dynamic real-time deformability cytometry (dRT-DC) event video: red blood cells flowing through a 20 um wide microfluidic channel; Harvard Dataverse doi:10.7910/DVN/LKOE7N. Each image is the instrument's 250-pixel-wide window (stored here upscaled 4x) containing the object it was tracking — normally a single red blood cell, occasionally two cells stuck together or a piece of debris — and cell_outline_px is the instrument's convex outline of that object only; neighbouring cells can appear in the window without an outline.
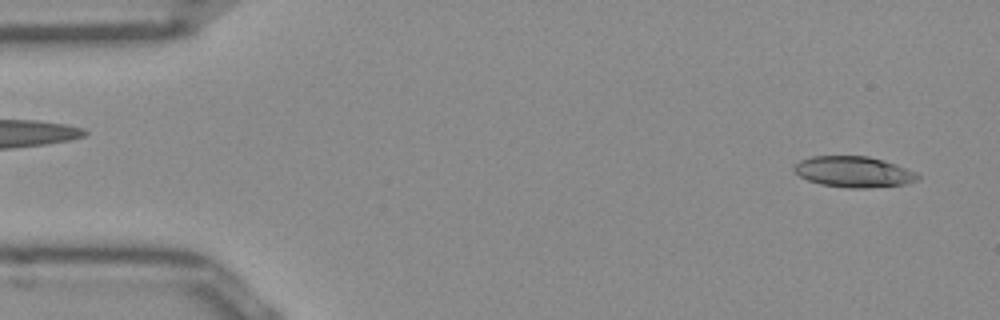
{"species": "Egyptian fruit bat (a non-hibernating species)", "species_latin": "Rousettus aegyptiacus", "temperature_condition": "room temperature", "stored_images_in_passage": 7, "camera_frame_rate_fps": 3000, "um_per_image_px": 0.085, "frame": {"image": 1, "passage_image": 1, "time_ms": 0.0, "image_size_px": [1000, 320], "cell_outline_px": [[920, 180], [908, 184], [868, 188], [848, 188], [820, 184], [808, 180], [800, 176], [792, 168], [800, 160], [812, 156], [868, 156], [896, 164], [916, 172], [920, 176]], "centroid_in_image_um": [72.6, 14.61], "position_along_channel_um": 12.4, "area_um2": 22.37}}